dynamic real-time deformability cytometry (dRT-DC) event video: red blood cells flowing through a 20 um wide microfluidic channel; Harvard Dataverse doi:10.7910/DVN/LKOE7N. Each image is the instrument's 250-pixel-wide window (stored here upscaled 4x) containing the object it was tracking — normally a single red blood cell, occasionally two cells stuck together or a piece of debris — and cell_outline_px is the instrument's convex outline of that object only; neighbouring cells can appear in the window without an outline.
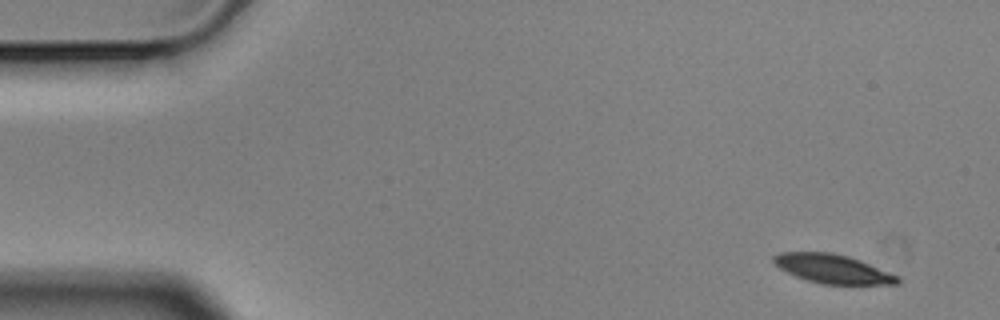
{"species": "Egyptian fruit bat (a non-hibernating species)", "species_latin": "Rousettus aegyptiacus", "temperature_condition": "cold", "stored_images_in_passage": 6, "camera_frame_rate_fps": 3000, "um_per_image_px": 0.085, "animal": {"sex": "male"}, "frame": {"image": 1, "passage_image": 1, "time_ms": 0.0, "image_size_px": [1000, 320], "cell_outline_px": [[900, 284], [820, 284], [796, 276], [780, 268], [772, 260], [772, 256], [780, 252], [832, 252], [848, 256], [860, 260], [900, 276]], "centroid_in_image_um": [70.8, 22.85], "position_along_channel_um": 14.2, "area_um2": 20.87}}
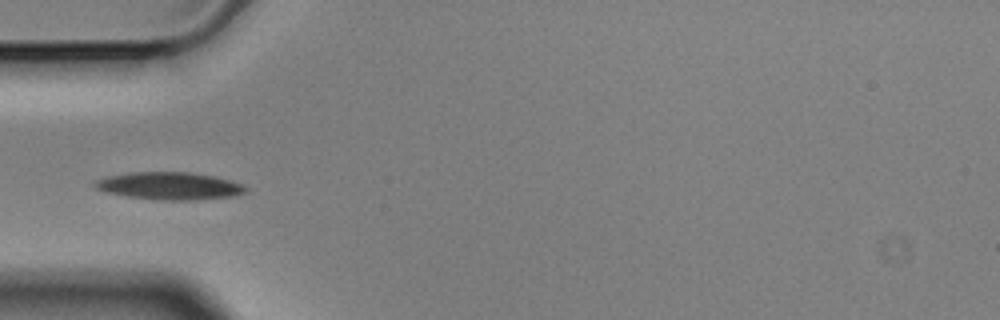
{"frame": {"image": 2, "passage_image": 5, "time_ms": 1.333, "image_size_px": [1000, 320], "cell_outline_px": [[248, 188], [244, 192], [232, 196], [192, 200], [160, 200], [128, 196], [108, 192], [92, 188], [92, 184], [96, 180], [108, 176], [128, 172], [192, 172], [216, 176], [240, 184]], "centroid_in_image_um": [14.36, 15.79], "position_along_channel_um": 70.6, "area_um2": 24.04}}
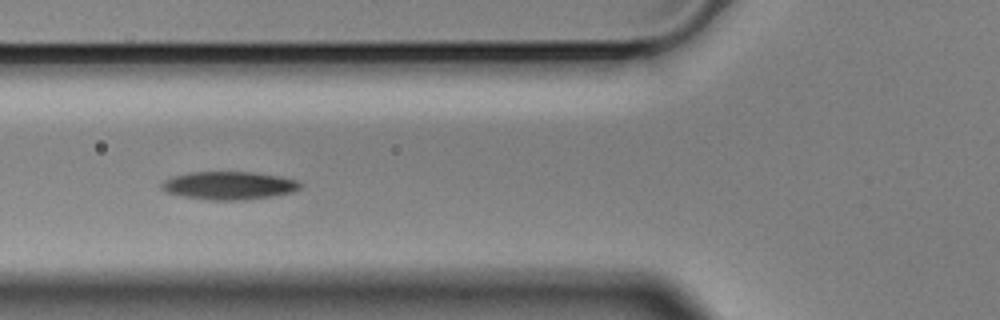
{"frame": {"image": 3, "passage_image": 6, "time_ms": 1.667, "image_size_px": [1000, 320], "cell_outline_px": [[300, 188], [292, 192], [272, 196], [244, 200], [212, 200], [184, 196], [164, 192], [160, 188], [160, 184], [164, 180], [172, 176], [192, 172], [252, 172], [276, 176], [296, 180], [300, 184]], "centroid_in_image_um": [19.4, 15.77], "position_along_channel_um": 106.4, "area_um2": 22.48}}